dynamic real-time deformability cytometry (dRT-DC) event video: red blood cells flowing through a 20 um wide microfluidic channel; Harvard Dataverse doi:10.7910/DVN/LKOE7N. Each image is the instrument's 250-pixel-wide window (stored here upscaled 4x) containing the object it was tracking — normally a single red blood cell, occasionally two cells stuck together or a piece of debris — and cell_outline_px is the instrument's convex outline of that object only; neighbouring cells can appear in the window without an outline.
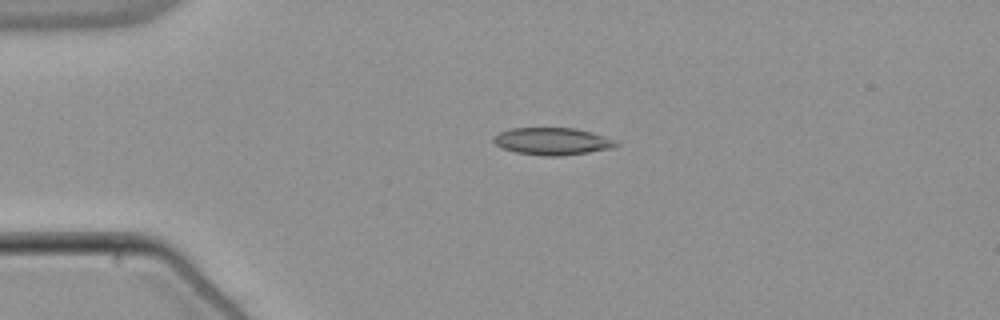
{"species": "common noctule bat (a hibernating species)", "species_latin": "Nyctalus noctula", "temperature_condition": "warm", "stored_images_in_passage": 42, "camera_frame_rate_fps": 3000, "um_per_image_px": 0.085, "animal": {"sex": "male", "body_mass_g": 21.5, "forearm_length_mm": 52.0}, "frame": {"image": 1, "passage_image": 1, "time_ms": 0.0, "image_size_px": [1000, 320], "cell_outline_px": [[620, 144], [616, 148], [560, 156], [544, 156], [516, 152], [504, 148], [496, 144], [492, 140], [500, 132], [512, 128], [576, 128], [592, 132], [616, 140]], "centroid_in_image_um": [47.02, 12.01], "position_along_channel_um": 38.0, "area_um2": 19.42}}
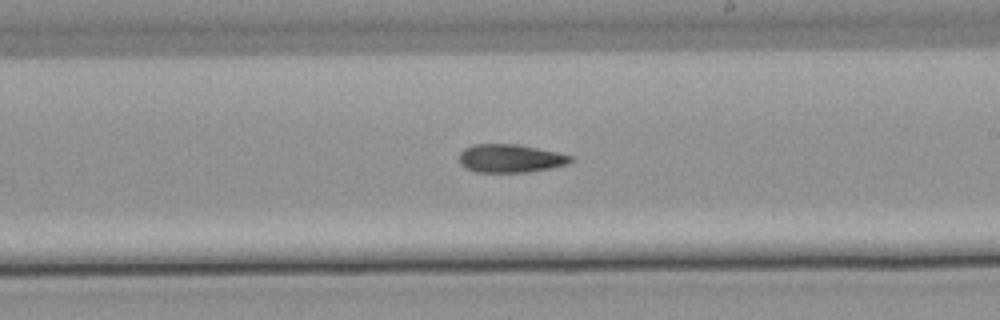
{"frame": {"image": 2, "passage_image": 20, "time_ms": 6.333, "image_size_px": [1000, 320], "cell_outline_px": [[576, 160], [568, 164], [552, 168], [528, 172], [476, 172], [464, 168], [460, 164], [460, 152], [464, 148], [472, 144], [516, 144], [560, 152], [576, 156]], "centroid_in_image_um": [43.45, 13.46], "position_along_channel_um": 245.6, "area_um2": 18.79}}
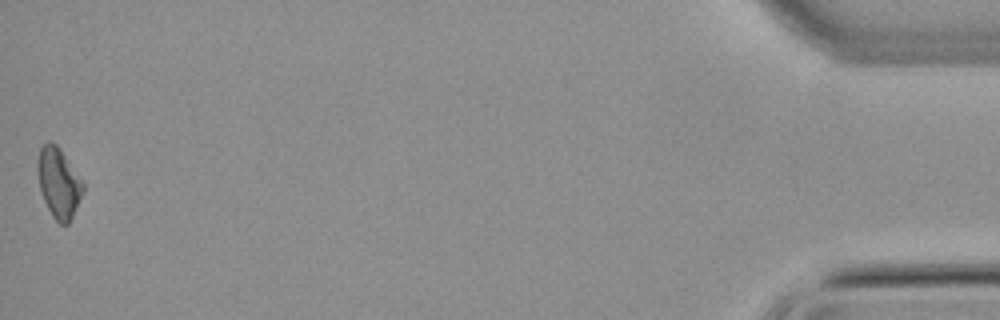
{"frame": {"image": 3, "passage_image": 42, "time_ms": 13.667, "image_size_px": [1000, 320], "cell_outline_px": [[84, 188], [72, 216], [68, 224], [60, 224], [52, 216], [44, 200], [40, 188], [40, 148], [48, 140], [56, 144], [60, 148], [84, 184]], "centroid_in_image_um": [5.02, 15.56], "position_along_channel_um": 430.2, "area_um2": 17.63}}